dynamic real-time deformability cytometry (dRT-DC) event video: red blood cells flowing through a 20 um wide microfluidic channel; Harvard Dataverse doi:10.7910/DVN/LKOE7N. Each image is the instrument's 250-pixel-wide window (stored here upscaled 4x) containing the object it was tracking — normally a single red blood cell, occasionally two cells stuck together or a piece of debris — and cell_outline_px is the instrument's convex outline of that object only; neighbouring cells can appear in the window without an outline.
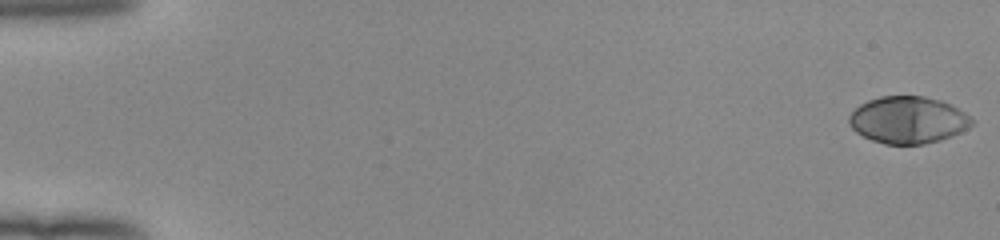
{"species": "human", "species_latin": "Homo sapiens", "temperature_condition": "room temperature", "stored_images_in_passage": 53, "camera_frame_rate_fps": 3000, "um_per_image_px": 0.085, "donor": {"sex": "female"}, "frame": {"image": 1, "passage_image": 1, "time_ms": 0.0, "image_size_px": [1000, 240], "cell_outline_px": [[976, 120], [968, 128], [952, 136], [940, 140], [924, 144], [884, 144], [872, 140], [856, 132], [848, 124], [848, 116], [860, 104], [868, 100], [880, 96], [924, 96], [940, 100], [952, 104], [972, 116]], "centroid_in_image_um": [77.21, 10.19], "position_along_channel_um": 7.8, "area_um2": 33.93}}
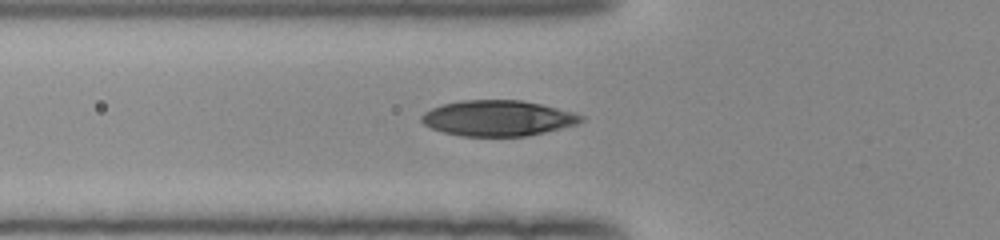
{"frame": {"image": 2, "passage_image": 20, "time_ms": 6.333, "image_size_px": [1000, 240], "cell_outline_px": [[584, 120], [576, 124], [544, 132], [524, 136], [460, 136], [444, 132], [432, 128], [424, 124], [420, 120], [420, 116], [424, 112], [432, 108], [444, 104], [460, 100], [520, 100], [540, 104], [572, 112], [584, 116]], "centroid_in_image_um": [42.28, 10.04], "position_along_channel_um": 83.5, "area_um2": 32.89}}
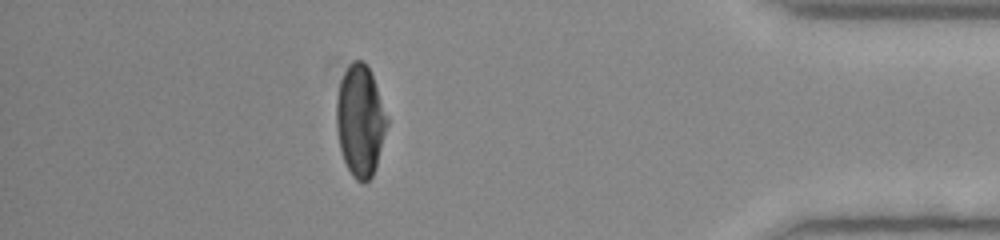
{"frame": {"image": 3, "passage_image": 47, "time_ms": 15.333, "image_size_px": [1000, 240], "cell_outline_px": [[388, 124], [376, 164], [372, 176], [364, 184], [356, 180], [352, 176], [344, 160], [340, 148], [336, 128], [336, 100], [340, 80], [344, 72], [352, 60], [364, 60], [372, 76], [388, 116]], "centroid_in_image_um": [30.61, 10.25], "position_along_channel_um": 404.6, "area_um2": 32.77}, "authors_computed_cell_mechanics": {"area_um2": 33.3506, "velocity_mm_per_s": 3.9854, "shape_relaxation_time_tau1_ms": 3.8453, "shape_relaxation_time_tau2_ms": null, "deformation_change_tau1": 0.2151, "deformation_change_tau2": null}}